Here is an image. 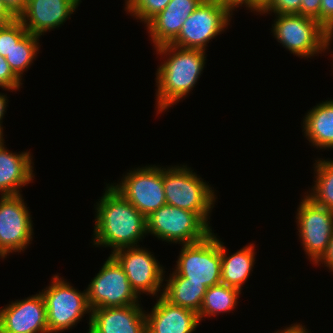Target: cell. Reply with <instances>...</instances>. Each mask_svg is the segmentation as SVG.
<instances>
[{
	"label": "cell",
	"mask_w": 333,
	"mask_h": 333,
	"mask_svg": "<svg viewBox=\"0 0 333 333\" xmlns=\"http://www.w3.org/2000/svg\"><path fill=\"white\" fill-rule=\"evenodd\" d=\"M106 185L103 196L94 205L93 245L110 247L111 252L140 246L139 242L148 235L146 217L110 184Z\"/></svg>",
	"instance_id": "cell-1"
},
{
	"label": "cell",
	"mask_w": 333,
	"mask_h": 333,
	"mask_svg": "<svg viewBox=\"0 0 333 333\" xmlns=\"http://www.w3.org/2000/svg\"><path fill=\"white\" fill-rule=\"evenodd\" d=\"M165 57L156 71L157 114L167 111L174 103L190 94L199 80L206 60V51L165 44L154 48Z\"/></svg>",
	"instance_id": "cell-2"
},
{
	"label": "cell",
	"mask_w": 333,
	"mask_h": 333,
	"mask_svg": "<svg viewBox=\"0 0 333 333\" xmlns=\"http://www.w3.org/2000/svg\"><path fill=\"white\" fill-rule=\"evenodd\" d=\"M166 204L197 213L209 226L217 196L211 185L187 165L163 167Z\"/></svg>",
	"instance_id": "cell-3"
},
{
	"label": "cell",
	"mask_w": 333,
	"mask_h": 333,
	"mask_svg": "<svg viewBox=\"0 0 333 333\" xmlns=\"http://www.w3.org/2000/svg\"><path fill=\"white\" fill-rule=\"evenodd\" d=\"M48 287L40 292L46 305L47 326L49 333H60L72 329L92 310L88 303L87 290L75 289L63 277L55 274Z\"/></svg>",
	"instance_id": "cell-4"
},
{
	"label": "cell",
	"mask_w": 333,
	"mask_h": 333,
	"mask_svg": "<svg viewBox=\"0 0 333 333\" xmlns=\"http://www.w3.org/2000/svg\"><path fill=\"white\" fill-rule=\"evenodd\" d=\"M273 37L291 54L310 58L327 51L328 31L314 18L299 14H275Z\"/></svg>",
	"instance_id": "cell-5"
},
{
	"label": "cell",
	"mask_w": 333,
	"mask_h": 333,
	"mask_svg": "<svg viewBox=\"0 0 333 333\" xmlns=\"http://www.w3.org/2000/svg\"><path fill=\"white\" fill-rule=\"evenodd\" d=\"M146 222L147 234L181 246L201 241L213 232L197 213L168 204L152 212Z\"/></svg>",
	"instance_id": "cell-6"
},
{
	"label": "cell",
	"mask_w": 333,
	"mask_h": 333,
	"mask_svg": "<svg viewBox=\"0 0 333 333\" xmlns=\"http://www.w3.org/2000/svg\"><path fill=\"white\" fill-rule=\"evenodd\" d=\"M178 256L173 270L188 282L203 283L207 288L221 283V240L217 233L184 244Z\"/></svg>",
	"instance_id": "cell-7"
},
{
	"label": "cell",
	"mask_w": 333,
	"mask_h": 333,
	"mask_svg": "<svg viewBox=\"0 0 333 333\" xmlns=\"http://www.w3.org/2000/svg\"><path fill=\"white\" fill-rule=\"evenodd\" d=\"M232 15L218 1L203 0L185 20L178 36L170 44L206 51L210 40L228 28Z\"/></svg>",
	"instance_id": "cell-8"
},
{
	"label": "cell",
	"mask_w": 333,
	"mask_h": 333,
	"mask_svg": "<svg viewBox=\"0 0 333 333\" xmlns=\"http://www.w3.org/2000/svg\"><path fill=\"white\" fill-rule=\"evenodd\" d=\"M126 174L120 182L110 185L142 215L148 217L166 204L163 168L160 165L136 167Z\"/></svg>",
	"instance_id": "cell-9"
},
{
	"label": "cell",
	"mask_w": 333,
	"mask_h": 333,
	"mask_svg": "<svg viewBox=\"0 0 333 333\" xmlns=\"http://www.w3.org/2000/svg\"><path fill=\"white\" fill-rule=\"evenodd\" d=\"M86 290L91 310L130 306L141 302L123 268L111 254Z\"/></svg>",
	"instance_id": "cell-10"
},
{
	"label": "cell",
	"mask_w": 333,
	"mask_h": 333,
	"mask_svg": "<svg viewBox=\"0 0 333 333\" xmlns=\"http://www.w3.org/2000/svg\"><path fill=\"white\" fill-rule=\"evenodd\" d=\"M298 205V236L305 254L315 265L327 251L333 233V210L314 203L306 195Z\"/></svg>",
	"instance_id": "cell-11"
},
{
	"label": "cell",
	"mask_w": 333,
	"mask_h": 333,
	"mask_svg": "<svg viewBox=\"0 0 333 333\" xmlns=\"http://www.w3.org/2000/svg\"><path fill=\"white\" fill-rule=\"evenodd\" d=\"M28 208L22 194L0 196V258L31 244L34 229Z\"/></svg>",
	"instance_id": "cell-12"
},
{
	"label": "cell",
	"mask_w": 333,
	"mask_h": 333,
	"mask_svg": "<svg viewBox=\"0 0 333 333\" xmlns=\"http://www.w3.org/2000/svg\"><path fill=\"white\" fill-rule=\"evenodd\" d=\"M141 246L126 247L111 253L123 268L132 289L141 294L157 296L163 292L164 267L153 254ZM142 292V293H141Z\"/></svg>",
	"instance_id": "cell-13"
},
{
	"label": "cell",
	"mask_w": 333,
	"mask_h": 333,
	"mask_svg": "<svg viewBox=\"0 0 333 333\" xmlns=\"http://www.w3.org/2000/svg\"><path fill=\"white\" fill-rule=\"evenodd\" d=\"M0 333H49L45 300L40 291L0 309Z\"/></svg>",
	"instance_id": "cell-14"
},
{
	"label": "cell",
	"mask_w": 333,
	"mask_h": 333,
	"mask_svg": "<svg viewBox=\"0 0 333 333\" xmlns=\"http://www.w3.org/2000/svg\"><path fill=\"white\" fill-rule=\"evenodd\" d=\"M81 0H28L18 20L28 33L41 37L61 27L78 8Z\"/></svg>",
	"instance_id": "cell-15"
},
{
	"label": "cell",
	"mask_w": 333,
	"mask_h": 333,
	"mask_svg": "<svg viewBox=\"0 0 333 333\" xmlns=\"http://www.w3.org/2000/svg\"><path fill=\"white\" fill-rule=\"evenodd\" d=\"M156 298L151 311H145L146 333H193L200 325L193 310L174 305L162 295Z\"/></svg>",
	"instance_id": "cell-16"
},
{
	"label": "cell",
	"mask_w": 333,
	"mask_h": 333,
	"mask_svg": "<svg viewBox=\"0 0 333 333\" xmlns=\"http://www.w3.org/2000/svg\"><path fill=\"white\" fill-rule=\"evenodd\" d=\"M89 325L97 333H146V315L141 304L92 310Z\"/></svg>",
	"instance_id": "cell-17"
},
{
	"label": "cell",
	"mask_w": 333,
	"mask_h": 333,
	"mask_svg": "<svg viewBox=\"0 0 333 333\" xmlns=\"http://www.w3.org/2000/svg\"><path fill=\"white\" fill-rule=\"evenodd\" d=\"M203 0H171L165 9L146 25L154 48L170 44L179 34L183 23Z\"/></svg>",
	"instance_id": "cell-18"
},
{
	"label": "cell",
	"mask_w": 333,
	"mask_h": 333,
	"mask_svg": "<svg viewBox=\"0 0 333 333\" xmlns=\"http://www.w3.org/2000/svg\"><path fill=\"white\" fill-rule=\"evenodd\" d=\"M4 143L0 145V195H18L35 177L33 158L27 150L12 153Z\"/></svg>",
	"instance_id": "cell-19"
},
{
	"label": "cell",
	"mask_w": 333,
	"mask_h": 333,
	"mask_svg": "<svg viewBox=\"0 0 333 333\" xmlns=\"http://www.w3.org/2000/svg\"><path fill=\"white\" fill-rule=\"evenodd\" d=\"M303 118L304 136L317 149H333V99L316 104Z\"/></svg>",
	"instance_id": "cell-20"
},
{
	"label": "cell",
	"mask_w": 333,
	"mask_h": 333,
	"mask_svg": "<svg viewBox=\"0 0 333 333\" xmlns=\"http://www.w3.org/2000/svg\"><path fill=\"white\" fill-rule=\"evenodd\" d=\"M254 246L253 243H250L234 254L228 255L226 247L221 241V283L242 291L255 264Z\"/></svg>",
	"instance_id": "cell-21"
},
{
	"label": "cell",
	"mask_w": 333,
	"mask_h": 333,
	"mask_svg": "<svg viewBox=\"0 0 333 333\" xmlns=\"http://www.w3.org/2000/svg\"><path fill=\"white\" fill-rule=\"evenodd\" d=\"M162 296L170 303L199 313L207 287L203 283L188 282L175 271L170 273L168 280L164 276Z\"/></svg>",
	"instance_id": "cell-22"
},
{
	"label": "cell",
	"mask_w": 333,
	"mask_h": 333,
	"mask_svg": "<svg viewBox=\"0 0 333 333\" xmlns=\"http://www.w3.org/2000/svg\"><path fill=\"white\" fill-rule=\"evenodd\" d=\"M241 291L219 283L207 288L201 309L198 313L199 321L206 317H213L220 313H226L236 309Z\"/></svg>",
	"instance_id": "cell-23"
},
{
	"label": "cell",
	"mask_w": 333,
	"mask_h": 333,
	"mask_svg": "<svg viewBox=\"0 0 333 333\" xmlns=\"http://www.w3.org/2000/svg\"><path fill=\"white\" fill-rule=\"evenodd\" d=\"M315 161V185L305 195L314 203L333 210V160L318 158Z\"/></svg>",
	"instance_id": "cell-24"
},
{
	"label": "cell",
	"mask_w": 333,
	"mask_h": 333,
	"mask_svg": "<svg viewBox=\"0 0 333 333\" xmlns=\"http://www.w3.org/2000/svg\"><path fill=\"white\" fill-rule=\"evenodd\" d=\"M39 38L31 33H27L16 45L11 52L5 57L13 72L21 79L23 73L29 69L37 54H39Z\"/></svg>",
	"instance_id": "cell-25"
},
{
	"label": "cell",
	"mask_w": 333,
	"mask_h": 333,
	"mask_svg": "<svg viewBox=\"0 0 333 333\" xmlns=\"http://www.w3.org/2000/svg\"><path fill=\"white\" fill-rule=\"evenodd\" d=\"M127 14L147 24L153 17L165 9L171 0H125Z\"/></svg>",
	"instance_id": "cell-26"
},
{
	"label": "cell",
	"mask_w": 333,
	"mask_h": 333,
	"mask_svg": "<svg viewBox=\"0 0 333 333\" xmlns=\"http://www.w3.org/2000/svg\"><path fill=\"white\" fill-rule=\"evenodd\" d=\"M27 33V30L18 19L12 23L0 25V55L6 57L14 45Z\"/></svg>",
	"instance_id": "cell-27"
},
{
	"label": "cell",
	"mask_w": 333,
	"mask_h": 333,
	"mask_svg": "<svg viewBox=\"0 0 333 333\" xmlns=\"http://www.w3.org/2000/svg\"><path fill=\"white\" fill-rule=\"evenodd\" d=\"M301 0H266L260 10L262 14H299Z\"/></svg>",
	"instance_id": "cell-28"
},
{
	"label": "cell",
	"mask_w": 333,
	"mask_h": 333,
	"mask_svg": "<svg viewBox=\"0 0 333 333\" xmlns=\"http://www.w3.org/2000/svg\"><path fill=\"white\" fill-rule=\"evenodd\" d=\"M22 84V80L10 68L5 57L0 55V87L3 90H12L11 92H13L19 90Z\"/></svg>",
	"instance_id": "cell-29"
},
{
	"label": "cell",
	"mask_w": 333,
	"mask_h": 333,
	"mask_svg": "<svg viewBox=\"0 0 333 333\" xmlns=\"http://www.w3.org/2000/svg\"><path fill=\"white\" fill-rule=\"evenodd\" d=\"M319 23L328 31L327 50L333 41V0H321Z\"/></svg>",
	"instance_id": "cell-30"
},
{
	"label": "cell",
	"mask_w": 333,
	"mask_h": 333,
	"mask_svg": "<svg viewBox=\"0 0 333 333\" xmlns=\"http://www.w3.org/2000/svg\"><path fill=\"white\" fill-rule=\"evenodd\" d=\"M321 0H301L300 15L314 18L319 22Z\"/></svg>",
	"instance_id": "cell-31"
},
{
	"label": "cell",
	"mask_w": 333,
	"mask_h": 333,
	"mask_svg": "<svg viewBox=\"0 0 333 333\" xmlns=\"http://www.w3.org/2000/svg\"><path fill=\"white\" fill-rule=\"evenodd\" d=\"M9 11L18 19L25 11L28 0H2Z\"/></svg>",
	"instance_id": "cell-32"
},
{
	"label": "cell",
	"mask_w": 333,
	"mask_h": 333,
	"mask_svg": "<svg viewBox=\"0 0 333 333\" xmlns=\"http://www.w3.org/2000/svg\"><path fill=\"white\" fill-rule=\"evenodd\" d=\"M221 5L225 6L231 13L235 11V9L239 6L247 7L246 9L251 10L253 12V0H216ZM244 4V5H243ZM243 5V6H242Z\"/></svg>",
	"instance_id": "cell-33"
},
{
	"label": "cell",
	"mask_w": 333,
	"mask_h": 333,
	"mask_svg": "<svg viewBox=\"0 0 333 333\" xmlns=\"http://www.w3.org/2000/svg\"><path fill=\"white\" fill-rule=\"evenodd\" d=\"M324 264L329 270L333 272V233L325 254L320 258V260L315 265Z\"/></svg>",
	"instance_id": "cell-34"
},
{
	"label": "cell",
	"mask_w": 333,
	"mask_h": 333,
	"mask_svg": "<svg viewBox=\"0 0 333 333\" xmlns=\"http://www.w3.org/2000/svg\"><path fill=\"white\" fill-rule=\"evenodd\" d=\"M17 18L9 11L4 2L0 0V25L12 23Z\"/></svg>",
	"instance_id": "cell-35"
},
{
	"label": "cell",
	"mask_w": 333,
	"mask_h": 333,
	"mask_svg": "<svg viewBox=\"0 0 333 333\" xmlns=\"http://www.w3.org/2000/svg\"><path fill=\"white\" fill-rule=\"evenodd\" d=\"M305 328V325L303 326L301 323L296 322V324H291V326L289 325V327L286 326V328H283V330L280 331L278 330L276 331V333H310L308 329Z\"/></svg>",
	"instance_id": "cell-36"
},
{
	"label": "cell",
	"mask_w": 333,
	"mask_h": 333,
	"mask_svg": "<svg viewBox=\"0 0 333 333\" xmlns=\"http://www.w3.org/2000/svg\"><path fill=\"white\" fill-rule=\"evenodd\" d=\"M8 99H7V94L3 95L2 93H0V127L3 129L4 127H2V122H3V117L5 116L6 113V107L8 106Z\"/></svg>",
	"instance_id": "cell-37"
},
{
	"label": "cell",
	"mask_w": 333,
	"mask_h": 333,
	"mask_svg": "<svg viewBox=\"0 0 333 333\" xmlns=\"http://www.w3.org/2000/svg\"><path fill=\"white\" fill-rule=\"evenodd\" d=\"M266 2V0H253V12L260 13L262 5Z\"/></svg>",
	"instance_id": "cell-38"
},
{
	"label": "cell",
	"mask_w": 333,
	"mask_h": 333,
	"mask_svg": "<svg viewBox=\"0 0 333 333\" xmlns=\"http://www.w3.org/2000/svg\"><path fill=\"white\" fill-rule=\"evenodd\" d=\"M3 136V129L0 127V145L4 142Z\"/></svg>",
	"instance_id": "cell-39"
},
{
	"label": "cell",
	"mask_w": 333,
	"mask_h": 333,
	"mask_svg": "<svg viewBox=\"0 0 333 333\" xmlns=\"http://www.w3.org/2000/svg\"><path fill=\"white\" fill-rule=\"evenodd\" d=\"M88 327H89V329H88V332H86V333H97L90 325Z\"/></svg>",
	"instance_id": "cell-40"
}]
</instances>
